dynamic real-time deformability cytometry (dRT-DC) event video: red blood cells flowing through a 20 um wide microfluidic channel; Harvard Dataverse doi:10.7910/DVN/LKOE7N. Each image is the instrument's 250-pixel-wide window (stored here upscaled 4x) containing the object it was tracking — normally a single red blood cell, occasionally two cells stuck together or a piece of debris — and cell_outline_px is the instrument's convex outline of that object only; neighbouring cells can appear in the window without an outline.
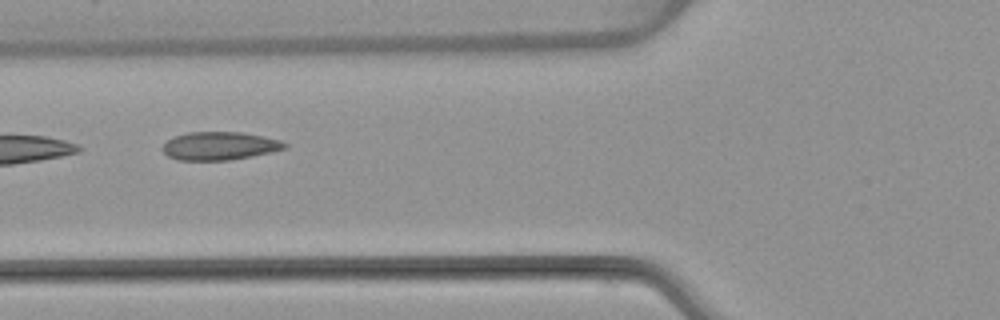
{"species": "common noctule bat (a hibernating species)", "species_latin": "Nyctalus noctula", "temperature_condition": "warm", "stored_images_in_passage": 7, "segment_of_instrument_passage": [2, 2], "camera_frame_rate_fps": 3000, "um_per_image_px": 0.085, "animal": {"sex": "female", "body_mass_g": 22.7, "forearm_length_mm": 54.2}, "frame": {"image": 1, "passage_image": 6, "time_ms": 6.0, "image_size_px": [1000, 320], "cell_outline_px": [[288, 148], [272, 152], [252, 156], [228, 160], [176, 160], [168, 156], [160, 148], [172, 136], [188, 132], [240, 132], [280, 140], [288, 144]], "centroid_in_image_um": [18.64, 12.4], "position_along_channel_um": 107.2, "area_um2": 20.11}}
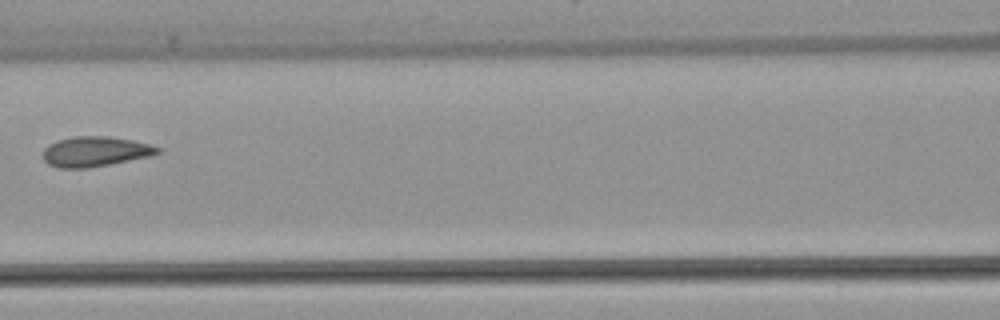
{"frame": {"image": 2, "passage_image": 7, "time_ms": 7.333, "image_size_px": [1000, 320], "cell_outline_px": [[160, 152], [152, 156], [88, 168], [56, 168], [48, 164], [44, 160], [44, 148], [48, 144], [56, 140], [76, 136], [108, 136], [132, 140], [148, 144], [160, 148]], "centroid_in_image_um": [8.07, 12.88], "position_along_channel_um": 158.5, "area_um2": 20.11}}